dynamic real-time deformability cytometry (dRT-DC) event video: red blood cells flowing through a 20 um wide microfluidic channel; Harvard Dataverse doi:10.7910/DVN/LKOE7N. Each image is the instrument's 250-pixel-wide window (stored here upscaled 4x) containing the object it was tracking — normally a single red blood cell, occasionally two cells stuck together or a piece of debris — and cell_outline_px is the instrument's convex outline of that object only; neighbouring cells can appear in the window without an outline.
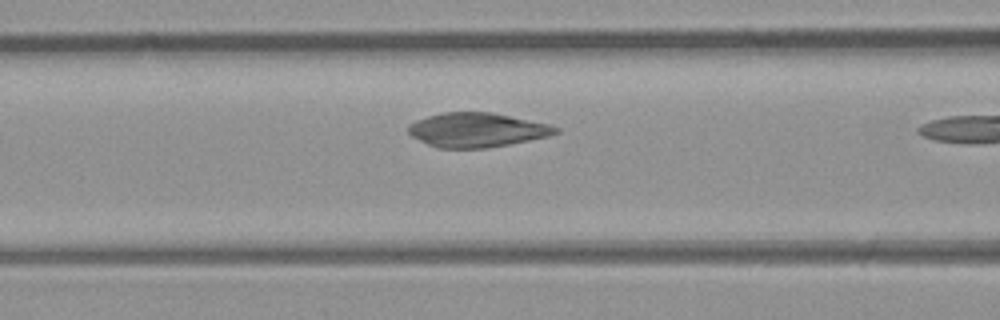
{"species": "common noctule bat (a hibernating species)", "species_latin": "Nyctalus noctula", "temperature_condition": "room temperature", "stored_images_in_passage": 25, "camera_frame_rate_fps": 3000, "um_per_image_px": 0.085, "animal": {"sex": "male", "body_mass_g": 23.1, "forearm_length_mm": 52.7}, "frame": {"image": 1, "passage_image": 6, "time_ms": 1.667, "image_size_px": [1000, 320], "cell_outline_px": [[560, 132], [548, 136], [488, 148], [440, 148], [428, 144], [412, 136], [408, 132], [408, 124], [416, 120], [440, 112], [492, 112], [548, 124], [560, 128]], "centroid_in_image_um": [40.52, 11.04], "position_along_channel_um": 126.1, "area_um2": 29.3}}
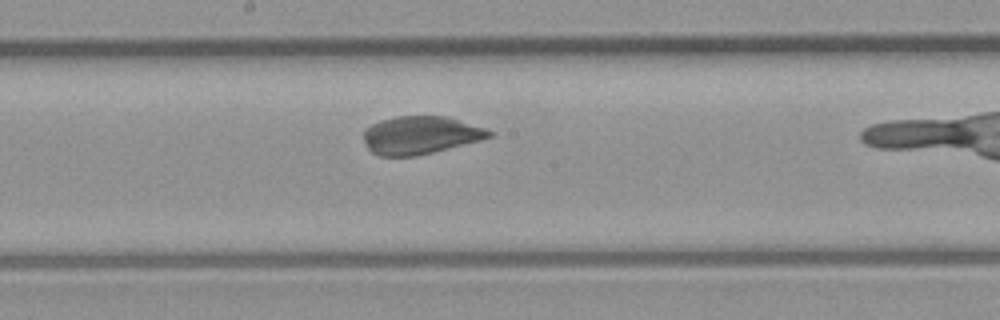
{"frame": {"image": 2, "passage_image": 12, "time_ms": 3.667, "image_size_px": [1000, 320], "cell_outline_px": [[496, 132], [492, 136], [480, 140], [416, 156], [380, 156], [372, 152], [368, 148], [364, 140], [364, 128], [380, 120], [396, 116], [448, 116], [488, 128]], "centroid_in_image_um": [35.76, 11.47], "position_along_channel_um": 212.4, "area_um2": 27.92}}
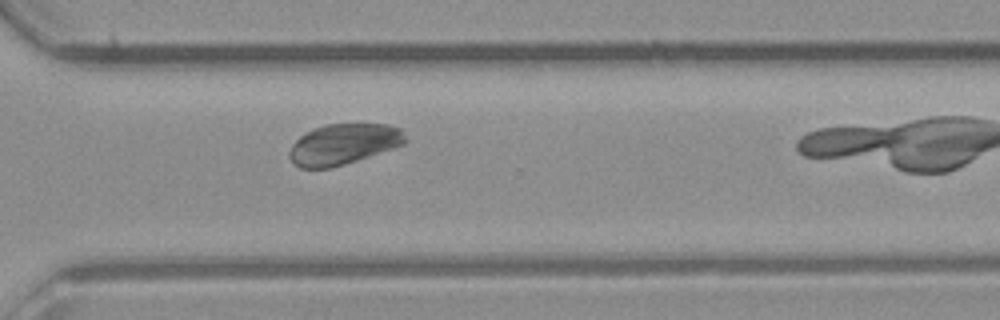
{"frame": {"image": 3, "passage_image": 21, "time_ms": 6.667, "image_size_px": [1000, 320], "cell_outline_px": [[408, 140], [404, 144], [344, 164], [328, 168], [300, 168], [292, 164], [288, 156], [288, 152], [292, 144], [304, 132], [324, 124], [388, 124], [400, 128]], "centroid_in_image_um": [29.15, 12.25], "position_along_channel_um": 341.5, "area_um2": 27.51}}